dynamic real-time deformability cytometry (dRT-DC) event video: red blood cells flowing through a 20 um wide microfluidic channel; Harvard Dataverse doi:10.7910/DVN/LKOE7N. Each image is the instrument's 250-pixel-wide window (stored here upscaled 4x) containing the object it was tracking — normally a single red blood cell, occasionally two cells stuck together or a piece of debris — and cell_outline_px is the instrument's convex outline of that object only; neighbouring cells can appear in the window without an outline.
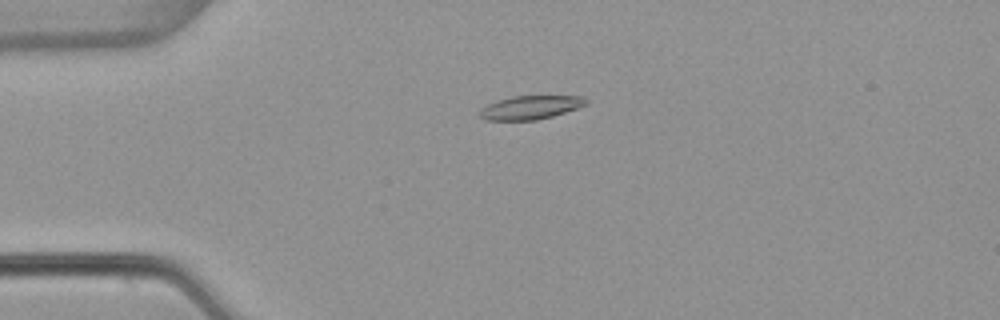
{"species": "common noctule bat (a hibernating species)", "species_latin": "Nyctalus noctula", "temperature_condition": "warm", "stored_images_in_passage": 54, "camera_frame_rate_fps": 3000, "um_per_image_px": 0.085, "animal": {"sex": "female", "body_mass_g": 22.7, "forearm_length_mm": 54.2}, "frame": {"image": 1, "passage_image": 13, "time_ms": 4.0, "image_size_px": [1000, 320], "cell_outline_px": [[588, 104], [580, 108], [552, 116], [536, 120], [484, 120], [476, 116], [480, 108], [496, 100], [512, 96], [584, 96], [588, 100]], "centroid_in_image_um": [45.06, 9.13], "position_along_channel_um": 39.9, "area_um2": 14.97}}
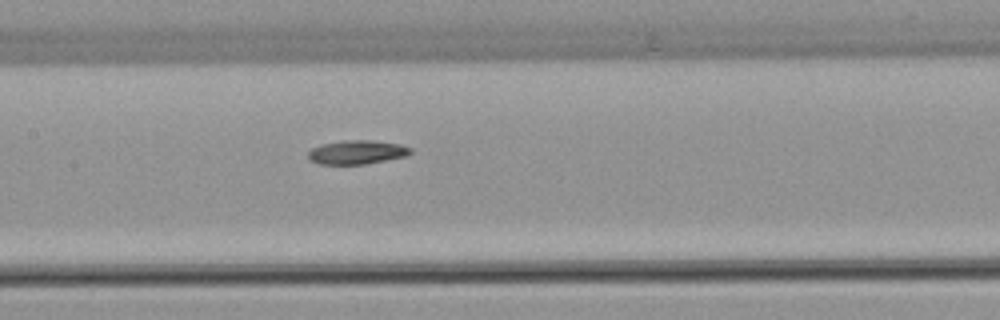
{"frame": {"image": 2, "passage_image": 26, "time_ms": 8.333, "image_size_px": [1000, 320], "cell_outline_px": [[412, 152], [408, 156], [364, 164], [316, 164], [308, 160], [308, 152], [312, 148], [320, 144], [344, 140], [372, 140], [400, 144], [412, 148]], "centroid_in_image_um": [30.32, 12.94], "position_along_channel_um": 177.1, "area_um2": 14.45}}
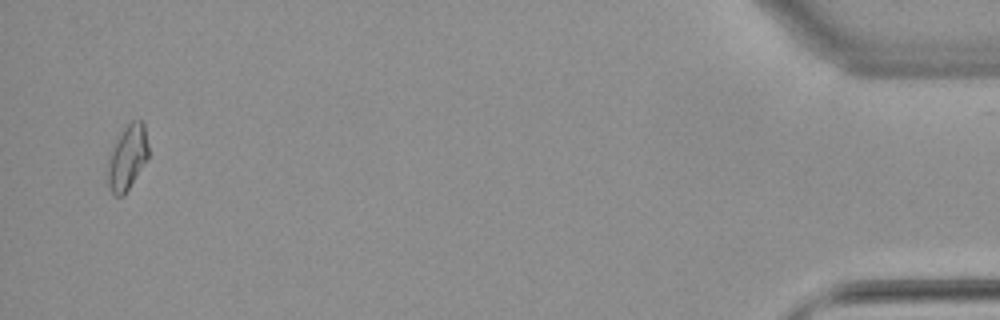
{"frame": {"image": 3, "passage_image": 52, "time_ms": 17.0, "image_size_px": [1000, 320], "cell_outline_px": [[148, 156], [124, 196], [116, 196], [112, 192], [108, 184], [108, 168], [112, 144], [124, 128], [132, 120], [140, 120], [144, 124], [148, 144]], "centroid_in_image_um": [10.82, 13.36], "position_along_channel_um": 424.4, "area_um2": 15.09}, "authors_computed_cell_mechanics": {"area_um2": 14.5656, "velocity_mm_per_s": 3.84, "shape_relaxation_time_tau1_ms": null, "shape_relaxation_time_tau2_ms": 4.8731, "deformation_change_tau1": null, "deformation_change_tau2": 0.1152}}